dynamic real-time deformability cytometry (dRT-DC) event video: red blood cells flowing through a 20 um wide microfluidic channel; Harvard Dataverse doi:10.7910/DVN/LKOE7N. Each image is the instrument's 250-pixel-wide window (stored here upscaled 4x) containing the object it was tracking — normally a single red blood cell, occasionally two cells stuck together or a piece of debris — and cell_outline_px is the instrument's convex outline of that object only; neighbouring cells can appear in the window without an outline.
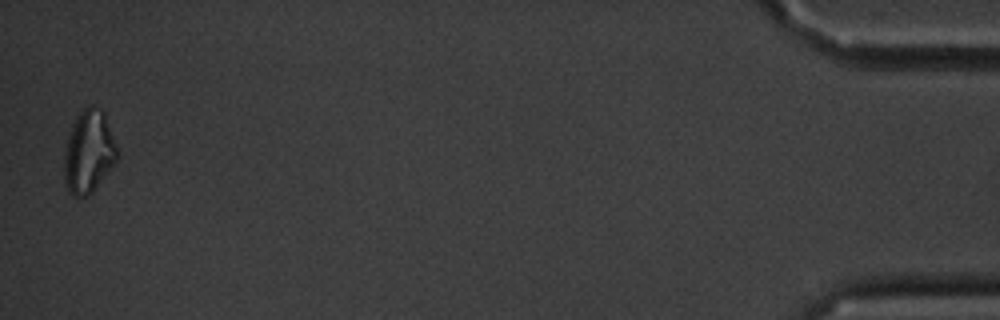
{"species": "common noctule bat (a hibernating species)", "species_latin": "Nyctalus noctula", "temperature_condition": "cold", "stored_images_in_passage": 17, "camera_frame_rate_fps": 3000, "um_per_image_px": 0.085, "animal": {"sex": "male", "body_mass_g": 20.1, "forearm_length_mm": 53.5}, "frame": {"image": 1, "passage_image": 17, "time_ms": 18.667, "image_size_px": [1000, 320], "cell_outline_px": [[116, 160], [92, 192], [88, 196], [72, 196], [68, 192], [64, 184], [64, 144], [72, 124], [76, 116], [88, 104], [92, 104], [104, 112], [116, 144]], "centroid_in_image_um": [7.49, 12.89], "position_along_channel_um": 427.7, "area_um2": 25.61}, "authors_computed_cell_mechanics": {"area_um2": 18.496, "velocity_mm_per_s": 3.4341, "shape_relaxation_time_tau1_ms": 3.9134, "shape_relaxation_time_tau2_ms": 6.1422, "deformation_change_tau1": 0.0863, "deformation_change_tau2": 0.1475}}